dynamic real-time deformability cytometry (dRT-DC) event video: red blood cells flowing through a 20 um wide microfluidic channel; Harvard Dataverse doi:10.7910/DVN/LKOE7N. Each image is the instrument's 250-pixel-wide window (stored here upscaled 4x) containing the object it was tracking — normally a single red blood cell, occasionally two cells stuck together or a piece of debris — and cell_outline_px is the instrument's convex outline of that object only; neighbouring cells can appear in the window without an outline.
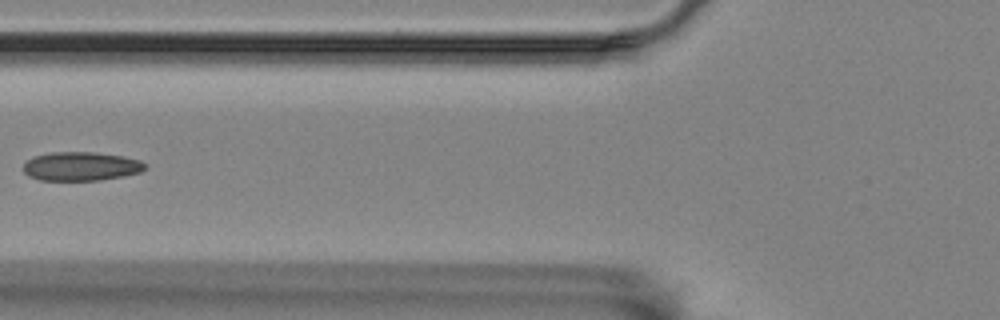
{"species": "Egyptian fruit bat (a non-hibernating species)", "species_latin": "Rousettus aegyptiacus", "temperature_condition": "room temperature", "stored_images_in_passage": 6, "camera_frame_rate_fps": 3000, "um_per_image_px": 0.085, "animal": {"sex": "female"}, "frame": {"image": 1, "passage_image": 6, "time_ms": 1.667, "image_size_px": [1000, 320], "cell_outline_px": [[148, 164], [140, 172], [124, 176], [100, 180], [40, 180], [28, 176], [24, 172], [24, 164], [28, 160], [36, 156], [52, 152], [92, 152], [124, 156], [140, 160]], "centroid_in_image_um": [6.91, 14.14], "position_along_channel_um": 118.9, "area_um2": 20.4}}